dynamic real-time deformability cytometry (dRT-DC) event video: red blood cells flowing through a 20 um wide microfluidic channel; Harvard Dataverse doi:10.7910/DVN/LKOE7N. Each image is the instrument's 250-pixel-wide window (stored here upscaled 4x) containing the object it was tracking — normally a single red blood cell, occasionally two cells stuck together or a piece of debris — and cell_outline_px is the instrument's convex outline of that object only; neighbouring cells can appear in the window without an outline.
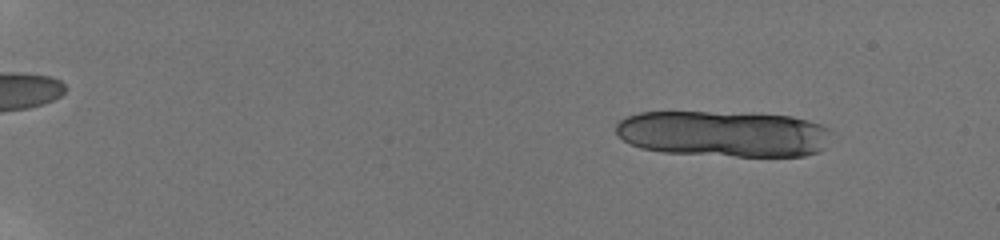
{"species": "human", "species_latin": "Homo sapiens", "temperature_condition": "room temperature", "stored_images_in_passage": 28, "camera_frame_rate_fps": 3000, "um_per_image_px": 0.085, "donor": {"sex": "male"}, "frame": {"image": 1, "passage_image": 16, "time_ms": 2.333, "image_size_px": [1000, 240], "cell_outline_px": [[828, 148], [804, 156], [736, 156], [664, 152], [640, 148], [624, 140], [616, 132], [616, 124], [620, 120], [628, 116], [640, 112], [752, 112], [792, 116], [808, 120], [820, 124], [828, 128]], "centroid_in_image_um": [61.54, 11.36], "position_along_channel_um": 23.5, "area_um2": 58.32}}